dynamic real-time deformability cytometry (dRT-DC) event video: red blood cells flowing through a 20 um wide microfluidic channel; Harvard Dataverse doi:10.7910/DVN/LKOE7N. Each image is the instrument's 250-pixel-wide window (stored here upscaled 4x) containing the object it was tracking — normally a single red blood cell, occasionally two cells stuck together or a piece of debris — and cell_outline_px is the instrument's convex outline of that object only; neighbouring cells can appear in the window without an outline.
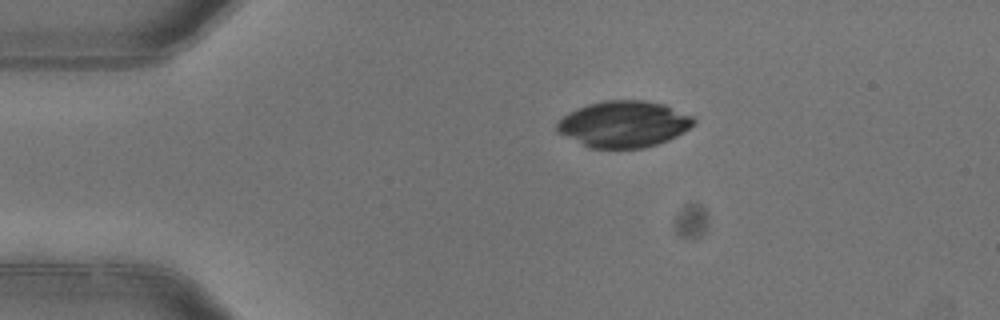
{"species": "common noctule bat (a hibernating species)", "species_latin": "Nyctalus noctula", "temperature_condition": "warm", "stored_images_in_passage": 2, "camera_frame_rate_fps": 3000, "um_per_image_px": 0.085, "animal": {"sex": "female"}, "frame": {"image": 1, "passage_image": 1, "time_ms": 0.0, "image_size_px": [1000, 320], "cell_outline_px": [[696, 124], [684, 132], [668, 140], [644, 148], [588, 148], [556, 132], [556, 124], [568, 112], [576, 108], [588, 104], [604, 100], [644, 100], [664, 104], [696, 116]], "centroid_in_image_um": [53.04, 10.54], "position_along_channel_um": 32.0, "area_um2": 37.4}}